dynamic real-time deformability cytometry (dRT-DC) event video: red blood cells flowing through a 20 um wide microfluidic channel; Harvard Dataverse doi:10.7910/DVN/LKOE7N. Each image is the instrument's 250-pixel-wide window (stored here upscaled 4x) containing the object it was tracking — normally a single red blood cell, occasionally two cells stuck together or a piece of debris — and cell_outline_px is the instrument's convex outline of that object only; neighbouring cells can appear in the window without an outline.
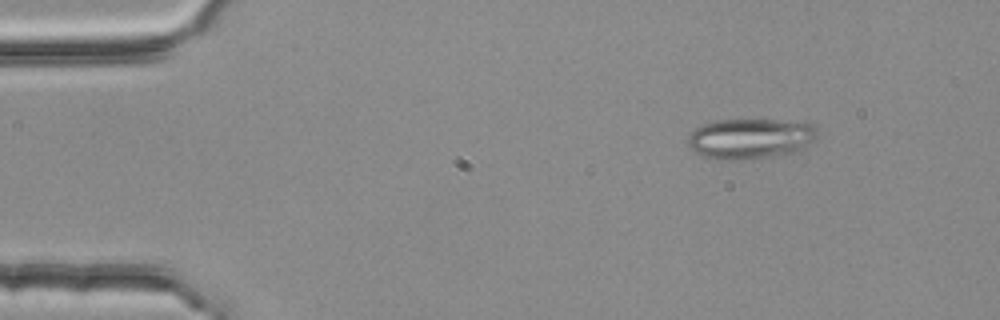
{"species": "common noctule bat (a hibernating species)", "species_latin": "Nyctalus noctula", "temperature_condition": "room temperature", "stored_images_in_passage": 4, "camera_frame_rate_fps": 3000, "um_per_image_px": 0.085, "animal": {"sex": "female", "body_mass_g": 25.1}, "frame": {"image": 1, "passage_image": 2, "time_ms": 0.333, "image_size_px": [1000, 320], "cell_outline_px": [[816, 140], [804, 148], [792, 152], [740, 160], [724, 160], [704, 156], [696, 152], [688, 144], [688, 136], [696, 128], [704, 124], [716, 120], [808, 120], [816, 128]], "centroid_in_image_um": [63.84, 11.75], "position_along_channel_um": 21.2, "area_um2": 30.46}}